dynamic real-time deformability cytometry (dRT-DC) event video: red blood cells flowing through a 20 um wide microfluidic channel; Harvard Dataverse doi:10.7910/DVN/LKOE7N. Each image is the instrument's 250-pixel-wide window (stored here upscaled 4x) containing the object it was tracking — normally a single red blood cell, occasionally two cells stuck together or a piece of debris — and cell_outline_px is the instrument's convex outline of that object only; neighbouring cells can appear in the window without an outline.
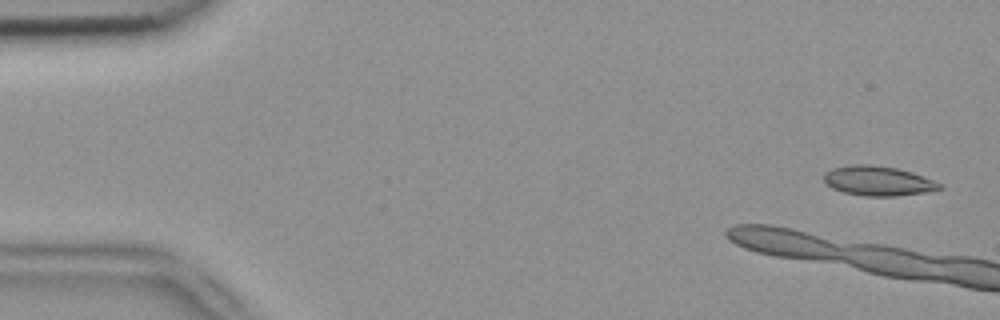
{"species": "common noctule bat (a hibernating species)", "species_latin": "Nyctalus noctula", "temperature_condition": "room temperature", "stored_images_in_passage": 7, "segment_of_instrument_passage": [1, 2], "camera_frame_rate_fps": 3000, "um_per_image_px": 0.085, "animal": {"sex": "female", "body_mass_g": 18.4}, "frame": {"image": 1, "passage_image": 1, "time_ms": 0.0, "image_size_px": [1000, 320], "cell_outline_px": [[944, 188], [924, 192], [896, 196], [864, 196], [844, 192], [832, 188], [824, 180], [824, 172], [832, 168], [852, 164], [872, 164], [896, 168], [912, 172], [932, 180], [940, 184]], "centroid_in_image_um": [74.6, 15.37], "position_along_channel_um": 10.4, "area_um2": 19.88}}
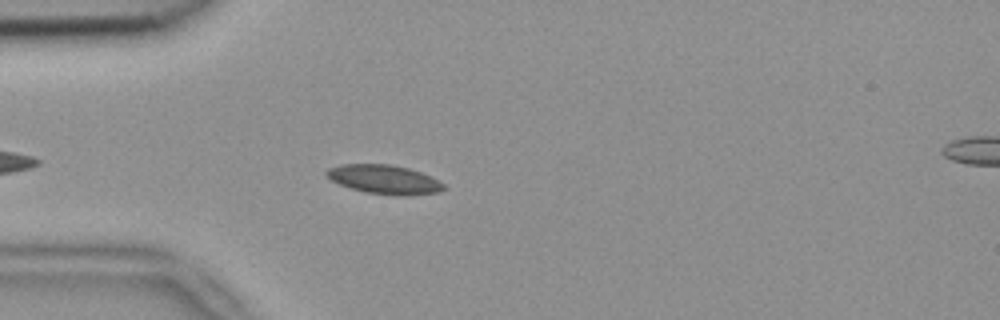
{"frame": {"image": 2, "passage_image": 6, "time_ms": 1.667, "image_size_px": [1000, 320], "cell_outline_px": [[448, 188], [440, 192], [408, 196], [396, 196], [364, 192], [340, 184], [324, 176], [324, 172], [328, 168], [340, 164], [388, 164], [408, 168], [420, 172], [440, 180]], "centroid_in_image_um": [32.69, 15.26], "position_along_channel_um": 52.3, "area_um2": 20.11}}